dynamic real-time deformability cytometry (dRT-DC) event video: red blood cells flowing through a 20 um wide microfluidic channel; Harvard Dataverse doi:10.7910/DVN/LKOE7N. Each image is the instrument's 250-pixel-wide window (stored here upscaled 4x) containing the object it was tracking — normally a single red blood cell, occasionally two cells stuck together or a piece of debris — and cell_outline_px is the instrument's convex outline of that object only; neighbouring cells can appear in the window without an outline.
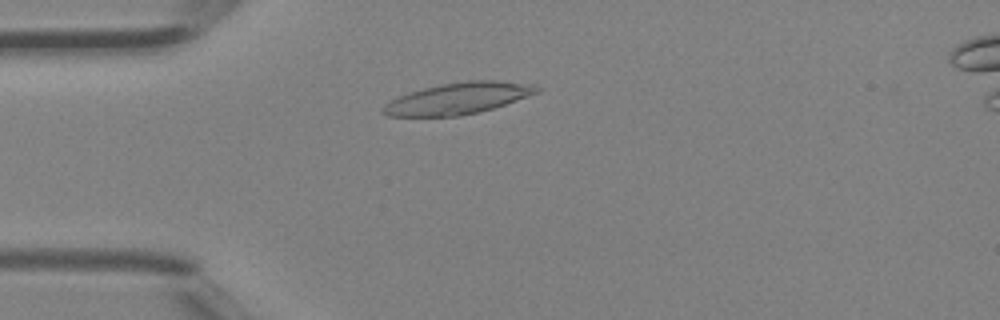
{"species": "Egyptian fruit bat (a non-hibernating species)", "species_latin": "Rousettus aegyptiacus", "temperature_condition": "room temperature", "stored_images_in_passage": 43, "camera_frame_rate_fps": 3000, "um_per_image_px": 0.085, "animal": {"sex": "female"}, "frame": {"image": 1, "passage_image": 10, "time_ms": 3.0, "image_size_px": [1000, 320], "cell_outline_px": [[540, 92], [480, 112], [460, 116], [388, 116], [380, 112], [380, 108], [384, 104], [400, 96], [424, 88], [440, 84], [468, 80], [492, 80], [532, 84], [540, 88]], "centroid_in_image_um": [38.92, 8.37], "position_along_channel_um": 46.1, "area_um2": 27.98}}
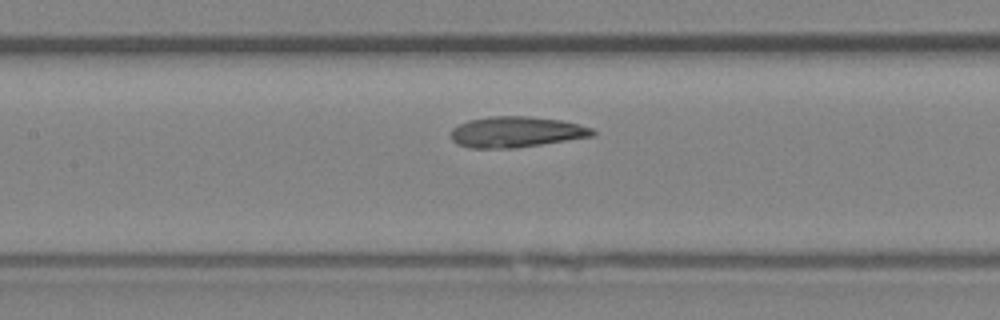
{"frame": {"image": 2, "passage_image": 19, "time_ms": 6.0, "image_size_px": [1000, 320], "cell_outline_px": [[596, 136], [516, 148], [468, 148], [456, 144], [452, 140], [452, 128], [468, 120], [488, 116], [528, 116], [560, 120], [592, 128], [596, 132]], "centroid_in_image_um": [43.87, 11.22], "position_along_channel_um": 163.5, "area_um2": 25.55}}
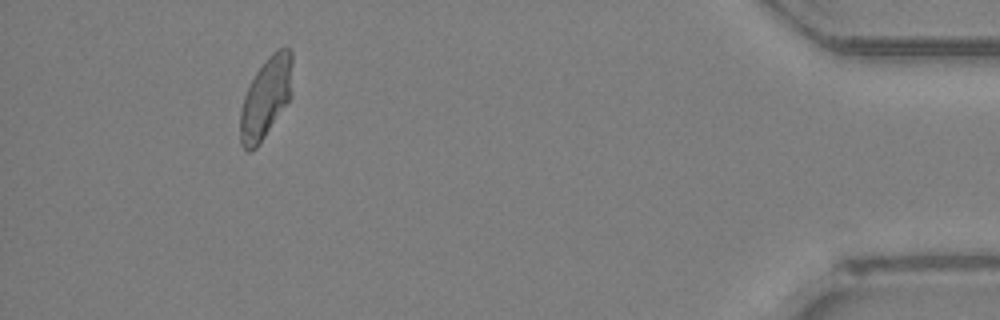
{"frame": {"image": 3, "passage_image": 40, "time_ms": 13.0, "image_size_px": [1000, 320], "cell_outline_px": [[292, 96], [256, 148], [248, 152], [240, 144], [240, 112], [244, 96], [256, 72], [268, 56], [272, 52], [280, 48], [292, 48]], "centroid_in_image_um": [22.61, 8.29], "position_along_channel_um": 412.6, "area_um2": 24.51}, "authors_computed_cell_mechanics": {"area_um2": 25.4898, "velocity_mm_per_s": 4.4608, "shape_relaxation_time_tau1_ms": 5.1207, "shape_relaxation_time_tau2_ms": 1.5369, "deformation_change_tau1": 0.1651, "deformation_change_tau2": 0.0834}}